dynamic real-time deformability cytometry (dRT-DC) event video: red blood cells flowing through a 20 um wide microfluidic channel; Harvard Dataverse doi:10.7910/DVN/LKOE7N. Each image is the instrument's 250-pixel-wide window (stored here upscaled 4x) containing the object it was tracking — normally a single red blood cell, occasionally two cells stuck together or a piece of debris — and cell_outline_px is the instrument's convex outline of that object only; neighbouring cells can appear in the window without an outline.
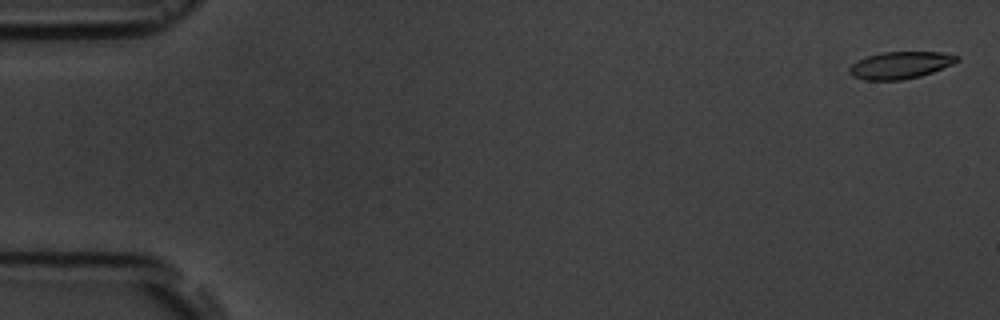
{"species": "common noctule bat (a hibernating species)", "species_latin": "Nyctalus noctula", "temperature_condition": "room temperature", "stored_images_in_passage": 17, "camera_frame_rate_fps": 3000, "um_per_image_px": 0.085, "animal": {"sex": "male", "body_mass_g": 19.5, "forearm_length_mm": 54.6}, "frame": {"image": 1, "passage_image": 1, "time_ms": 0.0, "image_size_px": [1000, 320], "cell_outline_px": [[960, 60], [952, 64], [932, 72], [920, 76], [900, 80], [864, 80], [852, 76], [848, 72], [848, 68], [852, 64], [868, 56], [884, 52], [940, 52], [960, 56]], "centroid_in_image_um": [76.53, 5.54], "position_along_channel_um": 8.5, "area_um2": 16.88}}
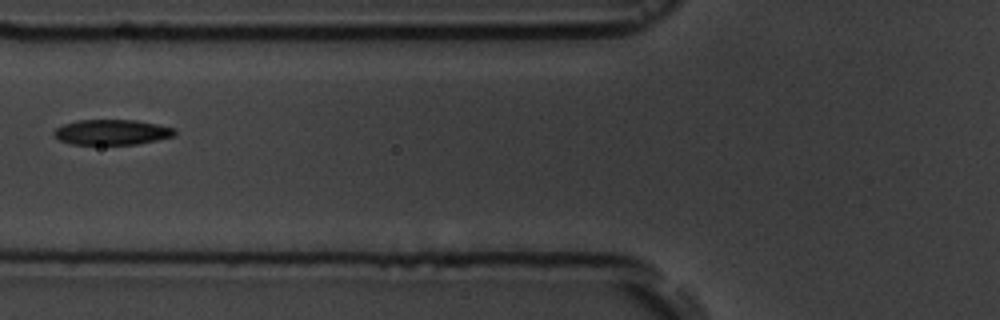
{"frame": {"image": 2, "passage_image": 7, "time_ms": 7.0, "image_size_px": [1000, 320], "cell_outline_px": [[176, 136], [136, 144], [72, 144], [60, 140], [52, 132], [56, 128], [64, 124], [76, 120], [136, 120], [176, 128]], "centroid_in_image_um": [9.53, 11.23], "position_along_channel_um": 116.3, "area_um2": 17.74}}
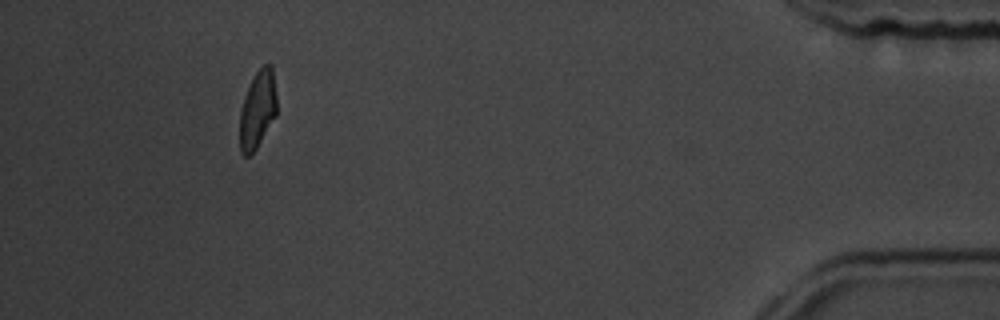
{"frame": {"image": 3, "passage_image": 16, "time_ms": 17.0, "image_size_px": [1000, 320], "cell_outline_px": [[276, 116], [256, 148], [248, 156], [244, 156], [240, 152], [240, 108], [244, 96], [256, 72], [264, 64], [272, 64], [276, 96]], "centroid_in_image_um": [21.89, 9.31], "position_along_channel_um": 413.3, "area_um2": 16.65}, "authors_computed_cell_mechanics": {"area_um2": 17.5712, "velocity_mm_per_s": 3.6073, "shape_relaxation_time_tau1_ms": 2.5512, "shape_relaxation_time_tau2_ms": 5.1042, "deformation_change_tau1": 0.1195, "deformation_change_tau2": 0.1033}}